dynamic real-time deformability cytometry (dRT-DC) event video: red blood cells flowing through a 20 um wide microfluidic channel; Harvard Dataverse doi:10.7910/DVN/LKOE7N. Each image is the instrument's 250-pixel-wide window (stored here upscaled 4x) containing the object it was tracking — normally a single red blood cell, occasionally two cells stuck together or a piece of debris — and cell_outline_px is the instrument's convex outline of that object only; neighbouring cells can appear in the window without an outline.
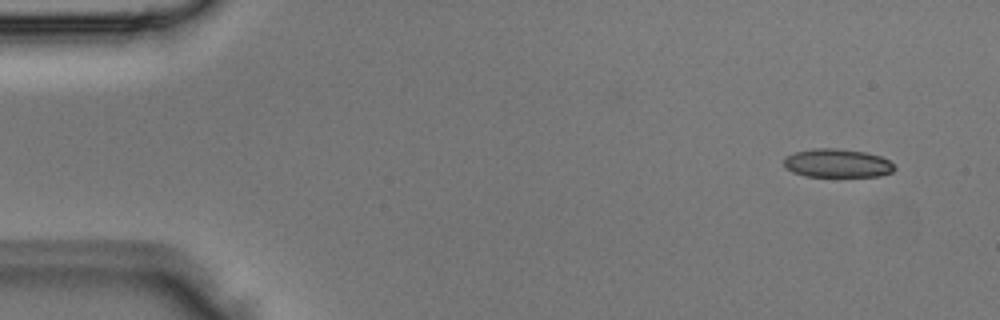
{"species": "Egyptian fruit bat (a non-hibernating species)", "species_latin": "Rousettus aegyptiacus", "temperature_condition": "room temperature", "stored_images_in_passage": 4, "camera_frame_rate_fps": 3000, "um_per_image_px": 0.085, "animal": {"sex": "male"}, "frame": {"image": 1, "passage_image": 1, "time_ms": 0.0, "image_size_px": [1000, 320], "cell_outline_px": [[896, 168], [892, 172], [880, 176], [804, 176], [792, 172], [784, 164], [784, 160], [788, 156], [796, 152], [812, 148], [836, 148], [864, 152], [880, 156], [888, 160]], "centroid_in_image_um": [71.18, 13.87], "position_along_channel_um": 13.8, "area_um2": 18.21}}
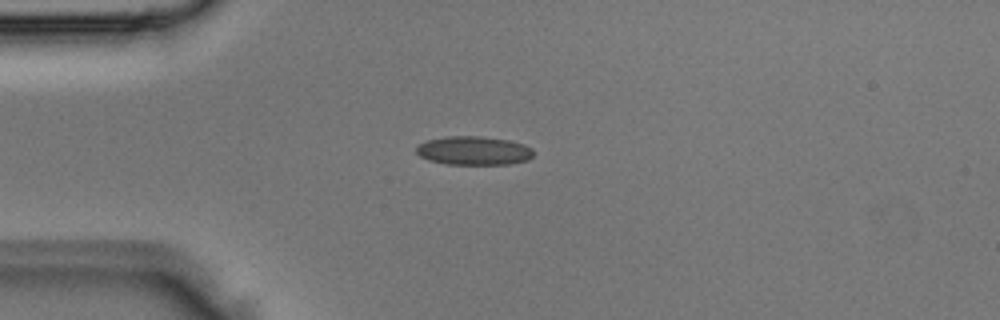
{"frame": {"image": 2, "passage_image": 3, "time_ms": 0.667, "image_size_px": [1000, 320], "cell_outline_px": [[532, 156], [528, 160], [508, 164], [448, 164], [428, 160], [420, 156], [416, 152], [416, 148], [420, 144], [428, 140], [448, 136], [480, 136], [508, 140], [524, 144], [532, 148]], "centroid_in_image_um": [40.27, 12.8], "position_along_channel_um": 44.7, "area_um2": 19.48}}
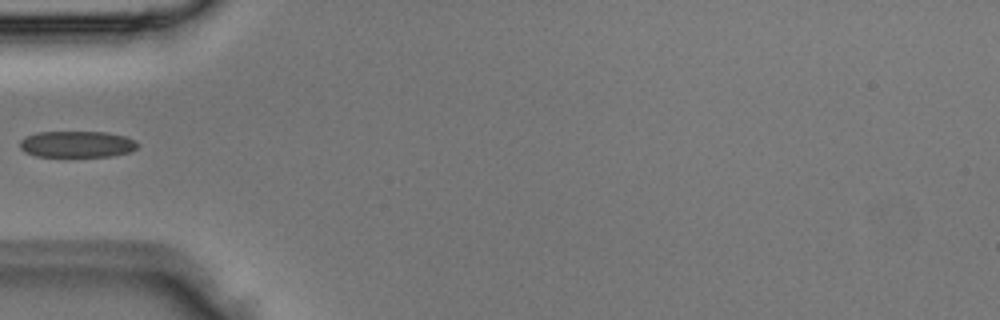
{"frame": {"image": 3, "passage_image": 4, "time_ms": 1.0, "image_size_px": [1000, 320], "cell_outline_px": [[140, 144], [132, 152], [112, 156], [36, 156], [24, 152], [20, 148], [20, 140], [24, 136], [36, 132], [104, 132], [124, 136], [136, 140]], "centroid_in_image_um": [6.54, 12.25], "position_along_channel_um": 78.5, "area_um2": 18.26}}